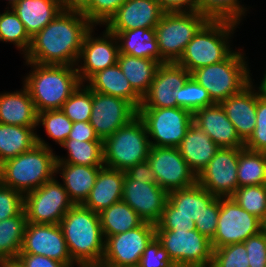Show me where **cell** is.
<instances>
[{
  "label": "cell",
  "mask_w": 266,
  "mask_h": 267,
  "mask_svg": "<svg viewBox=\"0 0 266 267\" xmlns=\"http://www.w3.org/2000/svg\"><path fill=\"white\" fill-rule=\"evenodd\" d=\"M243 148H219L197 175V182L216 197H231L238 188L237 167Z\"/></svg>",
  "instance_id": "obj_15"
},
{
  "label": "cell",
  "mask_w": 266,
  "mask_h": 267,
  "mask_svg": "<svg viewBox=\"0 0 266 267\" xmlns=\"http://www.w3.org/2000/svg\"><path fill=\"white\" fill-rule=\"evenodd\" d=\"M20 253L49 257L68 267L77 265L72 260L59 224L27 223Z\"/></svg>",
  "instance_id": "obj_17"
},
{
  "label": "cell",
  "mask_w": 266,
  "mask_h": 267,
  "mask_svg": "<svg viewBox=\"0 0 266 267\" xmlns=\"http://www.w3.org/2000/svg\"><path fill=\"white\" fill-rule=\"evenodd\" d=\"M209 19L198 12H164L155 26L161 57L177 62L186 46Z\"/></svg>",
  "instance_id": "obj_8"
},
{
  "label": "cell",
  "mask_w": 266,
  "mask_h": 267,
  "mask_svg": "<svg viewBox=\"0 0 266 267\" xmlns=\"http://www.w3.org/2000/svg\"><path fill=\"white\" fill-rule=\"evenodd\" d=\"M249 267H266V236L260 231L245 240Z\"/></svg>",
  "instance_id": "obj_50"
},
{
  "label": "cell",
  "mask_w": 266,
  "mask_h": 267,
  "mask_svg": "<svg viewBox=\"0 0 266 267\" xmlns=\"http://www.w3.org/2000/svg\"><path fill=\"white\" fill-rule=\"evenodd\" d=\"M220 210V197H216L203 211V214L195 222L196 230L209 240L214 238Z\"/></svg>",
  "instance_id": "obj_49"
},
{
  "label": "cell",
  "mask_w": 266,
  "mask_h": 267,
  "mask_svg": "<svg viewBox=\"0 0 266 267\" xmlns=\"http://www.w3.org/2000/svg\"><path fill=\"white\" fill-rule=\"evenodd\" d=\"M257 92L256 125L250 138L245 142V148L252 151L266 152V95L260 87Z\"/></svg>",
  "instance_id": "obj_45"
},
{
  "label": "cell",
  "mask_w": 266,
  "mask_h": 267,
  "mask_svg": "<svg viewBox=\"0 0 266 267\" xmlns=\"http://www.w3.org/2000/svg\"><path fill=\"white\" fill-rule=\"evenodd\" d=\"M219 148L209 135L194 123L189 126L178 146L180 154L196 176L208 165Z\"/></svg>",
  "instance_id": "obj_25"
},
{
  "label": "cell",
  "mask_w": 266,
  "mask_h": 267,
  "mask_svg": "<svg viewBox=\"0 0 266 267\" xmlns=\"http://www.w3.org/2000/svg\"><path fill=\"white\" fill-rule=\"evenodd\" d=\"M88 81L86 85L92 91L123 98L137 110L141 106L142 97L132 88L118 64L97 72Z\"/></svg>",
  "instance_id": "obj_28"
},
{
  "label": "cell",
  "mask_w": 266,
  "mask_h": 267,
  "mask_svg": "<svg viewBox=\"0 0 266 267\" xmlns=\"http://www.w3.org/2000/svg\"><path fill=\"white\" fill-rule=\"evenodd\" d=\"M117 64L132 88L143 97L155 78L157 69L161 65L153 59L138 58L135 56L119 53Z\"/></svg>",
  "instance_id": "obj_32"
},
{
  "label": "cell",
  "mask_w": 266,
  "mask_h": 267,
  "mask_svg": "<svg viewBox=\"0 0 266 267\" xmlns=\"http://www.w3.org/2000/svg\"><path fill=\"white\" fill-rule=\"evenodd\" d=\"M211 267H249L244 243H235L213 249Z\"/></svg>",
  "instance_id": "obj_44"
},
{
  "label": "cell",
  "mask_w": 266,
  "mask_h": 267,
  "mask_svg": "<svg viewBox=\"0 0 266 267\" xmlns=\"http://www.w3.org/2000/svg\"><path fill=\"white\" fill-rule=\"evenodd\" d=\"M147 161L155 173L157 184L167 193L197 182V176L175 147L151 146Z\"/></svg>",
  "instance_id": "obj_14"
},
{
  "label": "cell",
  "mask_w": 266,
  "mask_h": 267,
  "mask_svg": "<svg viewBox=\"0 0 266 267\" xmlns=\"http://www.w3.org/2000/svg\"><path fill=\"white\" fill-rule=\"evenodd\" d=\"M27 223L25 210L18 216L0 221V261L18 257Z\"/></svg>",
  "instance_id": "obj_35"
},
{
  "label": "cell",
  "mask_w": 266,
  "mask_h": 267,
  "mask_svg": "<svg viewBox=\"0 0 266 267\" xmlns=\"http://www.w3.org/2000/svg\"><path fill=\"white\" fill-rule=\"evenodd\" d=\"M109 32L117 37L119 53L153 59L161 64L167 63L161 57L155 28H136L128 31Z\"/></svg>",
  "instance_id": "obj_29"
},
{
  "label": "cell",
  "mask_w": 266,
  "mask_h": 267,
  "mask_svg": "<svg viewBox=\"0 0 266 267\" xmlns=\"http://www.w3.org/2000/svg\"><path fill=\"white\" fill-rule=\"evenodd\" d=\"M155 236L177 267H211V240L197 230H155Z\"/></svg>",
  "instance_id": "obj_10"
},
{
  "label": "cell",
  "mask_w": 266,
  "mask_h": 267,
  "mask_svg": "<svg viewBox=\"0 0 266 267\" xmlns=\"http://www.w3.org/2000/svg\"><path fill=\"white\" fill-rule=\"evenodd\" d=\"M261 231V220L241 208L232 197H220L217 229L211 240L213 249L243 243Z\"/></svg>",
  "instance_id": "obj_12"
},
{
  "label": "cell",
  "mask_w": 266,
  "mask_h": 267,
  "mask_svg": "<svg viewBox=\"0 0 266 267\" xmlns=\"http://www.w3.org/2000/svg\"><path fill=\"white\" fill-rule=\"evenodd\" d=\"M0 41L15 44L24 55L30 47L31 37L12 8L0 14Z\"/></svg>",
  "instance_id": "obj_39"
},
{
  "label": "cell",
  "mask_w": 266,
  "mask_h": 267,
  "mask_svg": "<svg viewBox=\"0 0 266 267\" xmlns=\"http://www.w3.org/2000/svg\"><path fill=\"white\" fill-rule=\"evenodd\" d=\"M261 232L266 236V216L261 220Z\"/></svg>",
  "instance_id": "obj_59"
},
{
  "label": "cell",
  "mask_w": 266,
  "mask_h": 267,
  "mask_svg": "<svg viewBox=\"0 0 266 267\" xmlns=\"http://www.w3.org/2000/svg\"><path fill=\"white\" fill-rule=\"evenodd\" d=\"M246 8L239 0H198V13L209 20H227L240 24Z\"/></svg>",
  "instance_id": "obj_38"
},
{
  "label": "cell",
  "mask_w": 266,
  "mask_h": 267,
  "mask_svg": "<svg viewBox=\"0 0 266 267\" xmlns=\"http://www.w3.org/2000/svg\"><path fill=\"white\" fill-rule=\"evenodd\" d=\"M190 76L191 73L176 62L161 64L150 89L142 97L139 108L177 107V89L182 87Z\"/></svg>",
  "instance_id": "obj_20"
},
{
  "label": "cell",
  "mask_w": 266,
  "mask_h": 267,
  "mask_svg": "<svg viewBox=\"0 0 266 267\" xmlns=\"http://www.w3.org/2000/svg\"><path fill=\"white\" fill-rule=\"evenodd\" d=\"M127 0H91L82 14L93 25H105Z\"/></svg>",
  "instance_id": "obj_46"
},
{
  "label": "cell",
  "mask_w": 266,
  "mask_h": 267,
  "mask_svg": "<svg viewBox=\"0 0 266 267\" xmlns=\"http://www.w3.org/2000/svg\"><path fill=\"white\" fill-rule=\"evenodd\" d=\"M59 226L72 260L78 267H96L101 264L105 238L99 213L85 208L82 204L73 205Z\"/></svg>",
  "instance_id": "obj_2"
},
{
  "label": "cell",
  "mask_w": 266,
  "mask_h": 267,
  "mask_svg": "<svg viewBox=\"0 0 266 267\" xmlns=\"http://www.w3.org/2000/svg\"><path fill=\"white\" fill-rule=\"evenodd\" d=\"M67 139H75L80 141H103L95 132L90 122H73L71 132Z\"/></svg>",
  "instance_id": "obj_53"
},
{
  "label": "cell",
  "mask_w": 266,
  "mask_h": 267,
  "mask_svg": "<svg viewBox=\"0 0 266 267\" xmlns=\"http://www.w3.org/2000/svg\"><path fill=\"white\" fill-rule=\"evenodd\" d=\"M137 267H177L155 236L144 250Z\"/></svg>",
  "instance_id": "obj_48"
},
{
  "label": "cell",
  "mask_w": 266,
  "mask_h": 267,
  "mask_svg": "<svg viewBox=\"0 0 266 267\" xmlns=\"http://www.w3.org/2000/svg\"><path fill=\"white\" fill-rule=\"evenodd\" d=\"M63 10L83 11L91 0H59Z\"/></svg>",
  "instance_id": "obj_56"
},
{
  "label": "cell",
  "mask_w": 266,
  "mask_h": 267,
  "mask_svg": "<svg viewBox=\"0 0 266 267\" xmlns=\"http://www.w3.org/2000/svg\"><path fill=\"white\" fill-rule=\"evenodd\" d=\"M9 5L11 6L10 8H12L15 4H17L19 1L21 0H8Z\"/></svg>",
  "instance_id": "obj_60"
},
{
  "label": "cell",
  "mask_w": 266,
  "mask_h": 267,
  "mask_svg": "<svg viewBox=\"0 0 266 267\" xmlns=\"http://www.w3.org/2000/svg\"><path fill=\"white\" fill-rule=\"evenodd\" d=\"M215 198L196 182L192 186L169 192L167 201L173 206V216H184L196 222Z\"/></svg>",
  "instance_id": "obj_31"
},
{
  "label": "cell",
  "mask_w": 266,
  "mask_h": 267,
  "mask_svg": "<svg viewBox=\"0 0 266 267\" xmlns=\"http://www.w3.org/2000/svg\"><path fill=\"white\" fill-rule=\"evenodd\" d=\"M57 155L37 135L30 150L0 164V183L25 195L56 175Z\"/></svg>",
  "instance_id": "obj_3"
},
{
  "label": "cell",
  "mask_w": 266,
  "mask_h": 267,
  "mask_svg": "<svg viewBox=\"0 0 266 267\" xmlns=\"http://www.w3.org/2000/svg\"><path fill=\"white\" fill-rule=\"evenodd\" d=\"M238 188L266 184V152L245 147L239 153L237 167Z\"/></svg>",
  "instance_id": "obj_36"
},
{
  "label": "cell",
  "mask_w": 266,
  "mask_h": 267,
  "mask_svg": "<svg viewBox=\"0 0 266 267\" xmlns=\"http://www.w3.org/2000/svg\"><path fill=\"white\" fill-rule=\"evenodd\" d=\"M38 125L41 123L51 139L62 145L71 132L73 122L61 111L45 110L38 113Z\"/></svg>",
  "instance_id": "obj_43"
},
{
  "label": "cell",
  "mask_w": 266,
  "mask_h": 267,
  "mask_svg": "<svg viewBox=\"0 0 266 267\" xmlns=\"http://www.w3.org/2000/svg\"><path fill=\"white\" fill-rule=\"evenodd\" d=\"M92 28L86 35L82 44L77 65L83 60V64L76 67L82 84L97 72L105 70L107 67L117 64L119 55V44L115 34L110 33L107 29L103 36L93 37ZM84 82V83H83Z\"/></svg>",
  "instance_id": "obj_18"
},
{
  "label": "cell",
  "mask_w": 266,
  "mask_h": 267,
  "mask_svg": "<svg viewBox=\"0 0 266 267\" xmlns=\"http://www.w3.org/2000/svg\"><path fill=\"white\" fill-rule=\"evenodd\" d=\"M74 203L56 178L24 195V210L28 223L59 224Z\"/></svg>",
  "instance_id": "obj_11"
},
{
  "label": "cell",
  "mask_w": 266,
  "mask_h": 267,
  "mask_svg": "<svg viewBox=\"0 0 266 267\" xmlns=\"http://www.w3.org/2000/svg\"><path fill=\"white\" fill-rule=\"evenodd\" d=\"M125 174L131 180L147 181V183H157V179L151 165L148 161L138 163L134 166L129 167Z\"/></svg>",
  "instance_id": "obj_54"
},
{
  "label": "cell",
  "mask_w": 266,
  "mask_h": 267,
  "mask_svg": "<svg viewBox=\"0 0 266 267\" xmlns=\"http://www.w3.org/2000/svg\"><path fill=\"white\" fill-rule=\"evenodd\" d=\"M101 167L56 163V174H61L63 186L74 205L83 204L88 198Z\"/></svg>",
  "instance_id": "obj_27"
},
{
  "label": "cell",
  "mask_w": 266,
  "mask_h": 267,
  "mask_svg": "<svg viewBox=\"0 0 266 267\" xmlns=\"http://www.w3.org/2000/svg\"><path fill=\"white\" fill-rule=\"evenodd\" d=\"M259 87L261 89L262 94L266 95V71Z\"/></svg>",
  "instance_id": "obj_58"
},
{
  "label": "cell",
  "mask_w": 266,
  "mask_h": 267,
  "mask_svg": "<svg viewBox=\"0 0 266 267\" xmlns=\"http://www.w3.org/2000/svg\"><path fill=\"white\" fill-rule=\"evenodd\" d=\"M24 210V195L0 183V221L18 216Z\"/></svg>",
  "instance_id": "obj_47"
},
{
  "label": "cell",
  "mask_w": 266,
  "mask_h": 267,
  "mask_svg": "<svg viewBox=\"0 0 266 267\" xmlns=\"http://www.w3.org/2000/svg\"><path fill=\"white\" fill-rule=\"evenodd\" d=\"M193 123L202 129L220 148H244L232 122L221 104L203 107L193 113Z\"/></svg>",
  "instance_id": "obj_22"
},
{
  "label": "cell",
  "mask_w": 266,
  "mask_h": 267,
  "mask_svg": "<svg viewBox=\"0 0 266 267\" xmlns=\"http://www.w3.org/2000/svg\"><path fill=\"white\" fill-rule=\"evenodd\" d=\"M91 110L92 90L83 84L74 91L61 107V111L72 122H90Z\"/></svg>",
  "instance_id": "obj_41"
},
{
  "label": "cell",
  "mask_w": 266,
  "mask_h": 267,
  "mask_svg": "<svg viewBox=\"0 0 266 267\" xmlns=\"http://www.w3.org/2000/svg\"><path fill=\"white\" fill-rule=\"evenodd\" d=\"M68 150V158L57 156L56 163L84 166H104L103 141H80L66 139L61 145Z\"/></svg>",
  "instance_id": "obj_37"
},
{
  "label": "cell",
  "mask_w": 266,
  "mask_h": 267,
  "mask_svg": "<svg viewBox=\"0 0 266 267\" xmlns=\"http://www.w3.org/2000/svg\"><path fill=\"white\" fill-rule=\"evenodd\" d=\"M156 225L144 222L141 226L105 238L101 266L137 267L150 241L155 237Z\"/></svg>",
  "instance_id": "obj_13"
},
{
  "label": "cell",
  "mask_w": 266,
  "mask_h": 267,
  "mask_svg": "<svg viewBox=\"0 0 266 267\" xmlns=\"http://www.w3.org/2000/svg\"><path fill=\"white\" fill-rule=\"evenodd\" d=\"M168 193L157 183L131 180L126 174L123 181L122 200L143 220L157 224L163 214Z\"/></svg>",
  "instance_id": "obj_19"
},
{
  "label": "cell",
  "mask_w": 266,
  "mask_h": 267,
  "mask_svg": "<svg viewBox=\"0 0 266 267\" xmlns=\"http://www.w3.org/2000/svg\"><path fill=\"white\" fill-rule=\"evenodd\" d=\"M33 69L24 79V86L37 113L61 109L64 102L82 85L75 66L43 65L26 62Z\"/></svg>",
  "instance_id": "obj_4"
},
{
  "label": "cell",
  "mask_w": 266,
  "mask_h": 267,
  "mask_svg": "<svg viewBox=\"0 0 266 267\" xmlns=\"http://www.w3.org/2000/svg\"><path fill=\"white\" fill-rule=\"evenodd\" d=\"M196 230L195 222L184 216H173V206L166 201L162 217L156 224L155 230Z\"/></svg>",
  "instance_id": "obj_51"
},
{
  "label": "cell",
  "mask_w": 266,
  "mask_h": 267,
  "mask_svg": "<svg viewBox=\"0 0 266 267\" xmlns=\"http://www.w3.org/2000/svg\"><path fill=\"white\" fill-rule=\"evenodd\" d=\"M237 26L238 23L227 20H209L188 43L176 63L192 73L225 60L233 52L228 39Z\"/></svg>",
  "instance_id": "obj_5"
},
{
  "label": "cell",
  "mask_w": 266,
  "mask_h": 267,
  "mask_svg": "<svg viewBox=\"0 0 266 267\" xmlns=\"http://www.w3.org/2000/svg\"><path fill=\"white\" fill-rule=\"evenodd\" d=\"M164 12H198V0H156Z\"/></svg>",
  "instance_id": "obj_55"
},
{
  "label": "cell",
  "mask_w": 266,
  "mask_h": 267,
  "mask_svg": "<svg viewBox=\"0 0 266 267\" xmlns=\"http://www.w3.org/2000/svg\"><path fill=\"white\" fill-rule=\"evenodd\" d=\"M93 27L81 11L62 10L31 38L26 62L77 66L85 35Z\"/></svg>",
  "instance_id": "obj_1"
},
{
  "label": "cell",
  "mask_w": 266,
  "mask_h": 267,
  "mask_svg": "<svg viewBox=\"0 0 266 267\" xmlns=\"http://www.w3.org/2000/svg\"><path fill=\"white\" fill-rule=\"evenodd\" d=\"M0 267H23L17 259L0 261Z\"/></svg>",
  "instance_id": "obj_57"
},
{
  "label": "cell",
  "mask_w": 266,
  "mask_h": 267,
  "mask_svg": "<svg viewBox=\"0 0 266 267\" xmlns=\"http://www.w3.org/2000/svg\"><path fill=\"white\" fill-rule=\"evenodd\" d=\"M151 148L143 120L137 115L103 140L104 166L126 171L147 161Z\"/></svg>",
  "instance_id": "obj_7"
},
{
  "label": "cell",
  "mask_w": 266,
  "mask_h": 267,
  "mask_svg": "<svg viewBox=\"0 0 266 267\" xmlns=\"http://www.w3.org/2000/svg\"><path fill=\"white\" fill-rule=\"evenodd\" d=\"M38 113L28 90L0 94V123L37 127Z\"/></svg>",
  "instance_id": "obj_26"
},
{
  "label": "cell",
  "mask_w": 266,
  "mask_h": 267,
  "mask_svg": "<svg viewBox=\"0 0 266 267\" xmlns=\"http://www.w3.org/2000/svg\"><path fill=\"white\" fill-rule=\"evenodd\" d=\"M104 238L135 229L144 220L123 200L112 204L99 213Z\"/></svg>",
  "instance_id": "obj_34"
},
{
  "label": "cell",
  "mask_w": 266,
  "mask_h": 267,
  "mask_svg": "<svg viewBox=\"0 0 266 267\" xmlns=\"http://www.w3.org/2000/svg\"><path fill=\"white\" fill-rule=\"evenodd\" d=\"M35 128L0 123V164L37 144Z\"/></svg>",
  "instance_id": "obj_33"
},
{
  "label": "cell",
  "mask_w": 266,
  "mask_h": 267,
  "mask_svg": "<svg viewBox=\"0 0 266 267\" xmlns=\"http://www.w3.org/2000/svg\"><path fill=\"white\" fill-rule=\"evenodd\" d=\"M163 14L156 0H127L105 26L108 31L155 28Z\"/></svg>",
  "instance_id": "obj_21"
},
{
  "label": "cell",
  "mask_w": 266,
  "mask_h": 267,
  "mask_svg": "<svg viewBox=\"0 0 266 267\" xmlns=\"http://www.w3.org/2000/svg\"><path fill=\"white\" fill-rule=\"evenodd\" d=\"M138 116L147 129L151 146L175 147L181 144L193 123V113L181 107L139 108Z\"/></svg>",
  "instance_id": "obj_9"
},
{
  "label": "cell",
  "mask_w": 266,
  "mask_h": 267,
  "mask_svg": "<svg viewBox=\"0 0 266 267\" xmlns=\"http://www.w3.org/2000/svg\"><path fill=\"white\" fill-rule=\"evenodd\" d=\"M125 171L102 166L99 169L94 187L85 202V208L100 213L123 197Z\"/></svg>",
  "instance_id": "obj_24"
},
{
  "label": "cell",
  "mask_w": 266,
  "mask_h": 267,
  "mask_svg": "<svg viewBox=\"0 0 266 267\" xmlns=\"http://www.w3.org/2000/svg\"><path fill=\"white\" fill-rule=\"evenodd\" d=\"M32 38L62 12L59 0H21L12 7Z\"/></svg>",
  "instance_id": "obj_30"
},
{
  "label": "cell",
  "mask_w": 266,
  "mask_h": 267,
  "mask_svg": "<svg viewBox=\"0 0 266 267\" xmlns=\"http://www.w3.org/2000/svg\"><path fill=\"white\" fill-rule=\"evenodd\" d=\"M16 259L23 267H68L62 262H58L42 255L19 253Z\"/></svg>",
  "instance_id": "obj_52"
},
{
  "label": "cell",
  "mask_w": 266,
  "mask_h": 267,
  "mask_svg": "<svg viewBox=\"0 0 266 267\" xmlns=\"http://www.w3.org/2000/svg\"><path fill=\"white\" fill-rule=\"evenodd\" d=\"M231 197L241 208L260 220L266 216V184L237 188Z\"/></svg>",
  "instance_id": "obj_40"
},
{
  "label": "cell",
  "mask_w": 266,
  "mask_h": 267,
  "mask_svg": "<svg viewBox=\"0 0 266 267\" xmlns=\"http://www.w3.org/2000/svg\"><path fill=\"white\" fill-rule=\"evenodd\" d=\"M253 88L251 82L242 91L220 103L244 143L250 138L256 125L257 92Z\"/></svg>",
  "instance_id": "obj_23"
},
{
  "label": "cell",
  "mask_w": 266,
  "mask_h": 267,
  "mask_svg": "<svg viewBox=\"0 0 266 267\" xmlns=\"http://www.w3.org/2000/svg\"><path fill=\"white\" fill-rule=\"evenodd\" d=\"M245 61L243 53L233 51L225 60L193 71L191 77L208 91L214 103L220 104L252 82Z\"/></svg>",
  "instance_id": "obj_6"
},
{
  "label": "cell",
  "mask_w": 266,
  "mask_h": 267,
  "mask_svg": "<svg viewBox=\"0 0 266 267\" xmlns=\"http://www.w3.org/2000/svg\"><path fill=\"white\" fill-rule=\"evenodd\" d=\"M138 115V110L123 98L92 91L90 124L101 140L114 134Z\"/></svg>",
  "instance_id": "obj_16"
},
{
  "label": "cell",
  "mask_w": 266,
  "mask_h": 267,
  "mask_svg": "<svg viewBox=\"0 0 266 267\" xmlns=\"http://www.w3.org/2000/svg\"><path fill=\"white\" fill-rule=\"evenodd\" d=\"M176 102L177 107L187 109L192 113L215 104L208 91L191 76L182 87L177 89Z\"/></svg>",
  "instance_id": "obj_42"
}]
</instances>
